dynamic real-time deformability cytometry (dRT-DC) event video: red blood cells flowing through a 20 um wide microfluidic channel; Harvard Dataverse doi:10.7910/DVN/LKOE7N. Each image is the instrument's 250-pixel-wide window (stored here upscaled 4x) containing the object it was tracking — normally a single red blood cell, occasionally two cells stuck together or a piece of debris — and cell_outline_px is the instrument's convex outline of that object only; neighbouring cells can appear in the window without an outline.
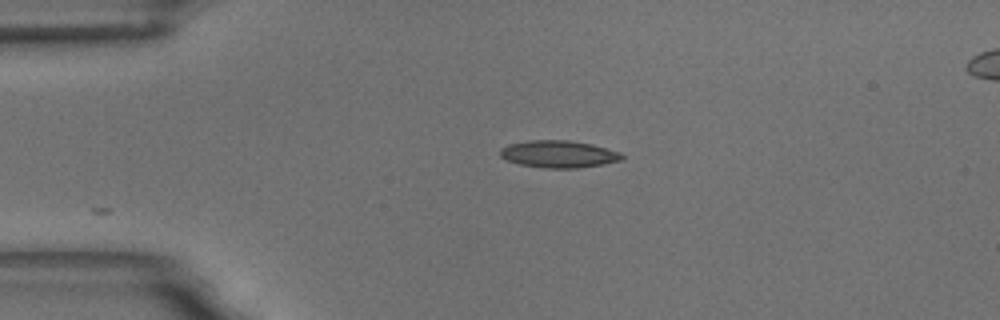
{"species": "common noctule bat (a hibernating species)", "species_latin": "Nyctalus noctula", "temperature_condition": "room temperature", "stored_images_in_passage": 17, "camera_frame_rate_fps": 3000, "um_per_image_px": 0.085, "animal": {"sex": "male", "body_mass_g": 18.8}, "frame": {"image": 1, "passage_image": 1, "time_ms": 0.0, "image_size_px": [1000, 320], "cell_outline_px": [[624, 160], [604, 164], [576, 168], [544, 168], [520, 164], [508, 160], [500, 156], [500, 148], [508, 144], [528, 140], [568, 140], [592, 144], [620, 152], [624, 156]], "centroid_in_image_um": [47.5, 13.09], "position_along_channel_um": 37.5, "area_um2": 19.36}}
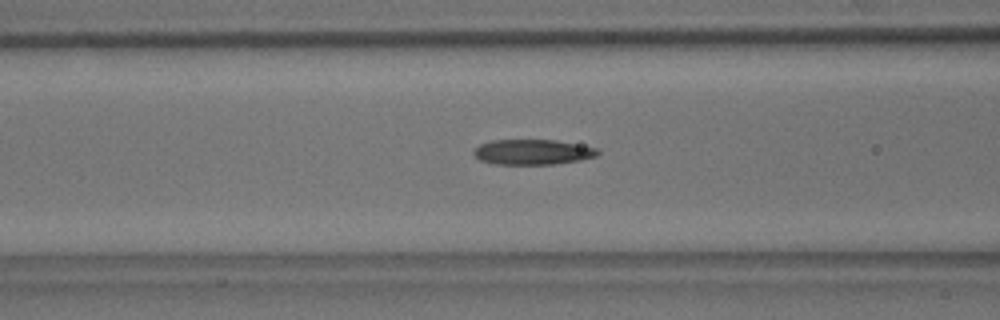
{"frame": {"image": 2, "passage_image": 11, "time_ms": 3.333, "image_size_px": [1000, 320], "cell_outline_px": [[600, 152], [596, 156], [580, 160], [556, 164], [496, 164], [480, 160], [472, 152], [480, 144], [492, 140], [556, 140], [600, 148]], "centroid_in_image_um": [45.31, 12.92], "position_along_channel_um": 121.3, "area_um2": 18.26}}